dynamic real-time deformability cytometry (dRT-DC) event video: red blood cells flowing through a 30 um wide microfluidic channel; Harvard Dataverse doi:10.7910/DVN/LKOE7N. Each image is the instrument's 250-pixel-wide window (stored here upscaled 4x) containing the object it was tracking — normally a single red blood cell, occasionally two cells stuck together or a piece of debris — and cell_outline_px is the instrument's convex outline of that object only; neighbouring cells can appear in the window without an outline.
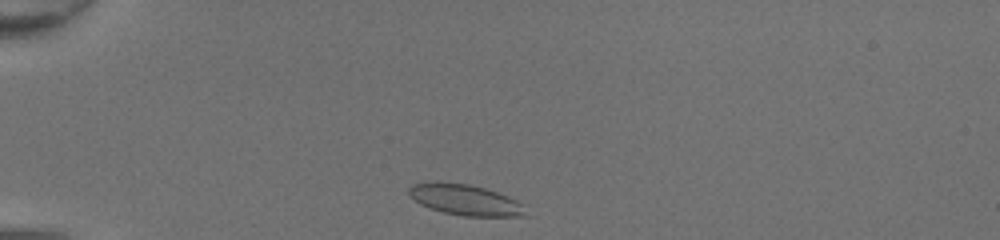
{"species": "common noctule bat (a hibernating species)", "species_latin": "Nyctalus noctula", "temperature_condition": "room temperature", "stored_images_in_passage": 31, "camera_frame_rate_fps": 3000, "um_per_image_px": 0.085, "animal": {"sex": "female", "body_mass_g": 20.0, "forearm_length_mm": 54.0}, "frame": {"image": 1, "passage_image": 1, "time_ms": 0.0, "image_size_px": [1000, 240], "cell_outline_px": [[528, 216], [464, 216], [444, 212], [428, 208], [420, 204], [408, 192], [408, 188], [412, 184], [436, 180], [468, 184], [484, 188], [508, 196], [524, 204]], "centroid_in_image_um": [39.54, 16.97], "position_along_channel_um": 45.5, "area_um2": 21.15}}
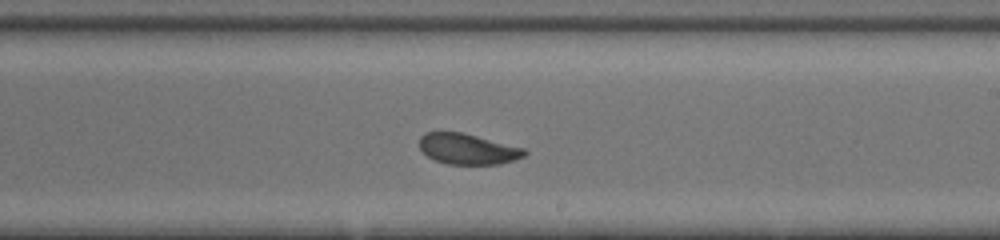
{"frame": {"image": 2, "passage_image": 18, "time_ms": 5.667, "image_size_px": [1000, 240], "cell_outline_px": [[528, 152], [524, 156], [500, 164], [448, 164], [436, 160], [428, 156], [420, 148], [420, 136], [424, 132], [460, 132], [524, 148]], "centroid_in_image_um": [39.74, 12.66], "position_along_channel_um": 249.3, "area_um2": 18.5}}
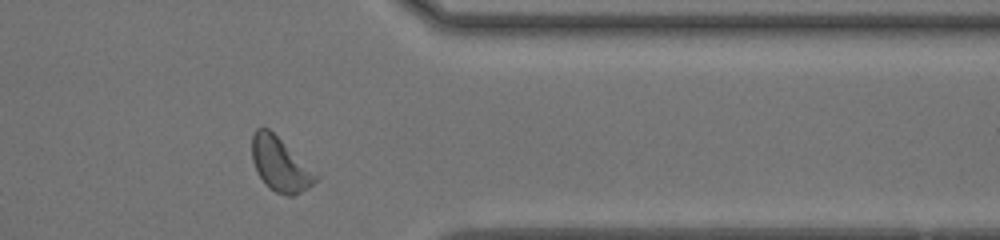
{"frame": {"image": 3, "passage_image": 28, "time_ms": 9.0, "image_size_px": [1000, 240], "cell_outline_px": [[320, 176], [308, 188], [292, 196], [288, 196], [276, 192], [268, 188], [264, 184], [256, 172], [252, 160], [252, 136], [256, 128], [268, 128]], "centroid_in_image_um": [23.79, 13.99], "position_along_channel_um": 387.6, "area_um2": 19.88}, "authors_computed_cell_mechanics": {"area_um2": 19.4786, "velocity_mm_per_s": 4.3293, "shape_relaxation_time_tau1_ms": 2.5984, "shape_relaxation_time_tau2_ms": 1.3709, "deformation_change_tau1": 0.0896, "deformation_change_tau2": 0.0509}}